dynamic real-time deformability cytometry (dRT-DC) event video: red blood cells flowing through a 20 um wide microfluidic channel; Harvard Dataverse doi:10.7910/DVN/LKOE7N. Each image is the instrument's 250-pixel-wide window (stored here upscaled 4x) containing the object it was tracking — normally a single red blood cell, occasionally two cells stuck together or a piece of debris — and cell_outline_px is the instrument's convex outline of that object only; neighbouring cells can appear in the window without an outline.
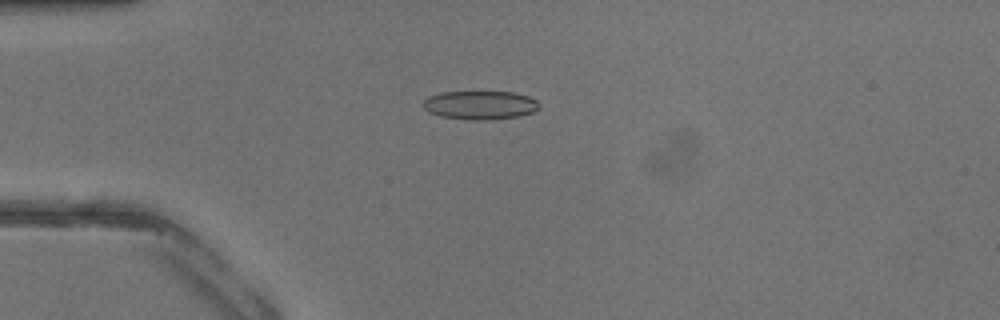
{"species": "common noctule bat (a hibernating species)", "species_latin": "Nyctalus noctula", "temperature_condition": "warm", "stored_images_in_passage": 28, "camera_frame_rate_fps": 3000, "um_per_image_px": 0.085, "animal": {"sex": "male", "body_mass_g": 13.3}, "frame": {"image": 1, "passage_image": 6, "time_ms": 1.667, "image_size_px": [1000, 320], "cell_outline_px": [[540, 108], [532, 112], [520, 116], [492, 120], [476, 120], [440, 116], [428, 112], [420, 104], [428, 96], [440, 92], [512, 92], [528, 96], [536, 100], [540, 104]], "centroid_in_image_um": [40.79, 8.93], "position_along_channel_um": 44.2, "area_um2": 19.54}}
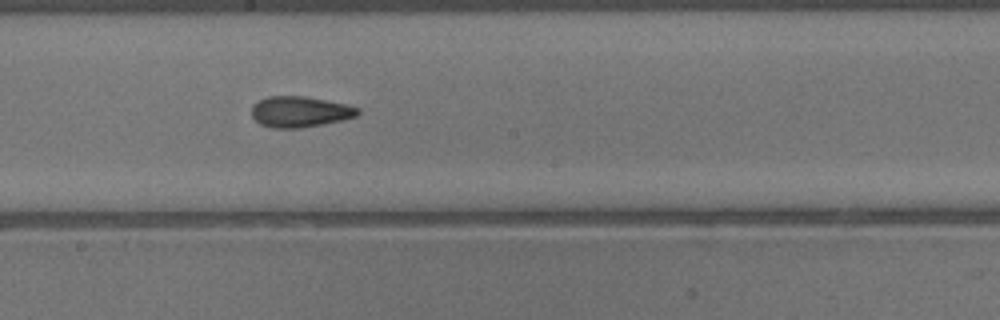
{"frame": {"image": 2, "passage_image": 18, "time_ms": 5.667, "image_size_px": [1000, 320], "cell_outline_px": [[360, 112], [356, 116], [344, 120], [324, 124], [300, 128], [272, 128], [260, 124], [252, 116], [252, 104], [268, 96], [304, 96], [348, 104], [360, 108]], "centroid_in_image_um": [25.52, 9.5], "position_along_channel_um": 222.7, "area_um2": 19.25}}
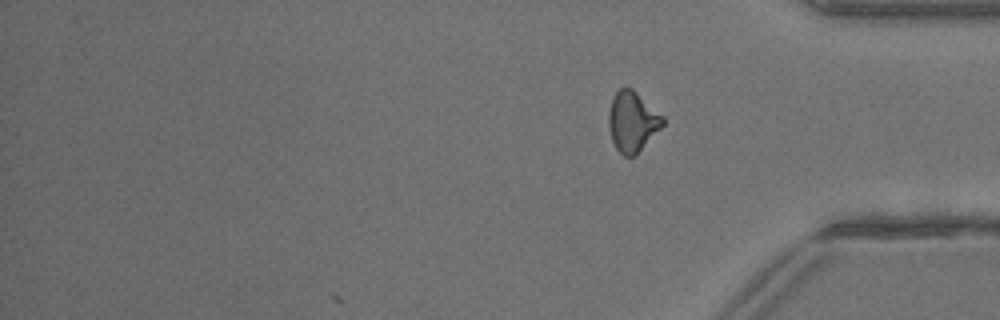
{"frame": {"image": 3, "passage_image": 28, "time_ms": 9.0, "image_size_px": [1000, 320], "cell_outline_px": [[664, 124], [636, 156], [624, 156], [616, 148], [612, 140], [608, 128], [608, 112], [612, 96], [620, 88], [632, 88], [664, 116]], "centroid_in_image_um": [53.74, 10.33], "position_along_channel_um": 381.5, "area_um2": 19.13}}